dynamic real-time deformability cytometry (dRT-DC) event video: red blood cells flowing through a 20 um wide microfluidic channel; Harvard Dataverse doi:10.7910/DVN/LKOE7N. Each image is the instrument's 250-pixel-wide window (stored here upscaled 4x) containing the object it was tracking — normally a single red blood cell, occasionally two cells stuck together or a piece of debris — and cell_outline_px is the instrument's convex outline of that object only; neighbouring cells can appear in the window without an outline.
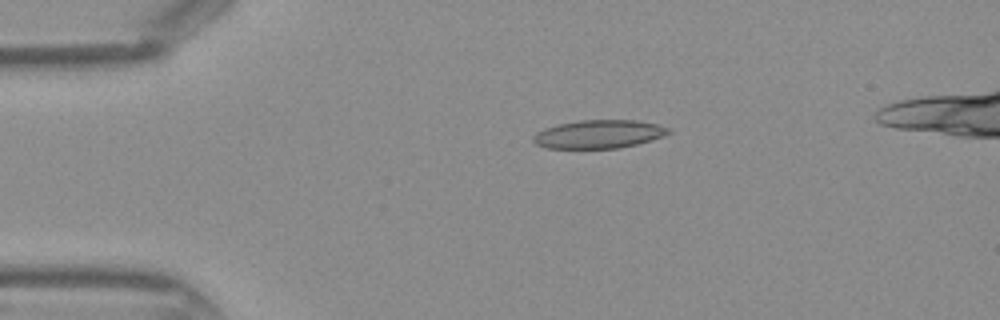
{"species": "Egyptian fruit bat (a non-hibernating species)", "species_latin": "Rousettus aegyptiacus", "temperature_condition": "warm", "stored_images_in_passage": 35, "camera_frame_rate_fps": 3000, "um_per_image_px": 0.085, "frame": {"image": 1, "passage_image": 1, "time_ms": 0.0, "image_size_px": [1000, 320], "cell_outline_px": [[672, 132], [664, 136], [652, 140], [620, 148], [544, 148], [536, 144], [532, 140], [532, 136], [536, 132], [544, 128], [556, 124], [580, 120], [636, 120], [656, 124], [672, 128]], "centroid_in_image_um": [50.9, 11.4], "position_along_channel_um": 34.1, "area_um2": 22.6}}
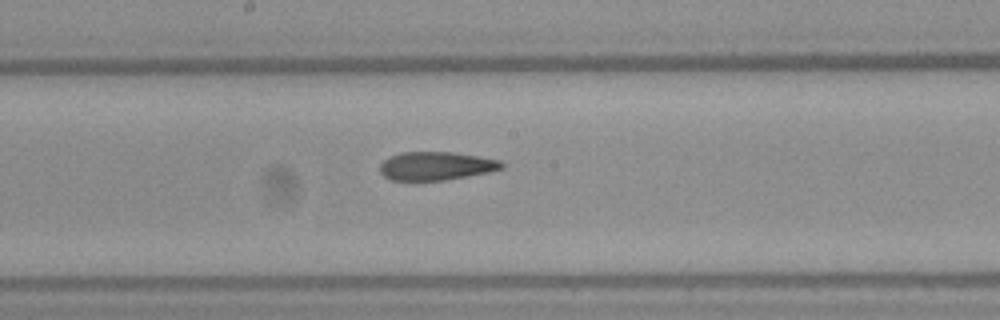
{"frame": {"image": 2, "passage_image": 15, "time_ms": 4.667, "image_size_px": [1000, 320], "cell_outline_px": [[504, 168], [488, 172], [468, 176], [444, 180], [388, 180], [380, 172], [380, 164], [384, 160], [400, 152], [452, 152], [480, 156], [500, 160], [504, 164]], "centroid_in_image_um": [37.07, 14.1], "position_along_channel_um": 211.1, "area_um2": 20.17}}
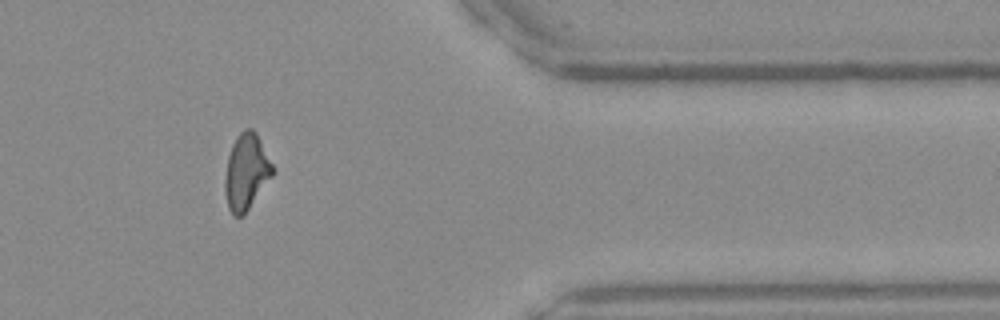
{"frame": {"image": 3, "passage_image": 28, "time_ms": 9.0, "image_size_px": [1000, 320], "cell_outline_px": [[276, 172], [244, 216], [232, 216], [228, 208], [224, 188], [224, 180], [228, 156], [232, 144], [236, 136], [244, 128], [252, 128], [256, 132], [276, 168]], "centroid_in_image_um": [20.96, 14.61], "position_along_channel_um": 390.4, "area_um2": 21.73}}